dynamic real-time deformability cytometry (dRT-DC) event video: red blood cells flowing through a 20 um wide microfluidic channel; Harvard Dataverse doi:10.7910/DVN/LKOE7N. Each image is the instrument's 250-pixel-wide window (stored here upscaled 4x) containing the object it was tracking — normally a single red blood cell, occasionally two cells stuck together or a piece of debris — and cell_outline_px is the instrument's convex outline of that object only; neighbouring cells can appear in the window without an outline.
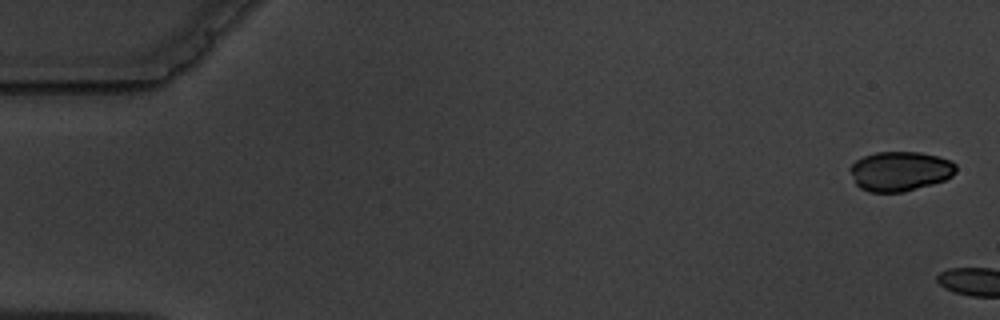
{"species": "common noctule bat (a hibernating species)", "species_latin": "Nyctalus noctula", "temperature_condition": "warm", "stored_images_in_passage": 2, "camera_frame_rate_fps": 3000, "um_per_image_px": 0.085, "animal": {"sex": "male", "body_mass_g": 19.5, "forearm_length_mm": 54.6}, "frame": {"image": 1, "passage_image": 1, "time_ms": 0.0, "image_size_px": [1000, 320], "cell_outline_px": [[956, 172], [952, 176], [944, 180], [932, 184], [904, 192], [868, 192], [860, 188], [856, 184], [848, 168], [856, 160], [864, 156], [876, 152], [920, 152], [940, 156], [952, 160], [956, 164]], "centroid_in_image_um": [76.51, 14.55], "position_along_channel_um": 8.5, "area_um2": 24.68}}